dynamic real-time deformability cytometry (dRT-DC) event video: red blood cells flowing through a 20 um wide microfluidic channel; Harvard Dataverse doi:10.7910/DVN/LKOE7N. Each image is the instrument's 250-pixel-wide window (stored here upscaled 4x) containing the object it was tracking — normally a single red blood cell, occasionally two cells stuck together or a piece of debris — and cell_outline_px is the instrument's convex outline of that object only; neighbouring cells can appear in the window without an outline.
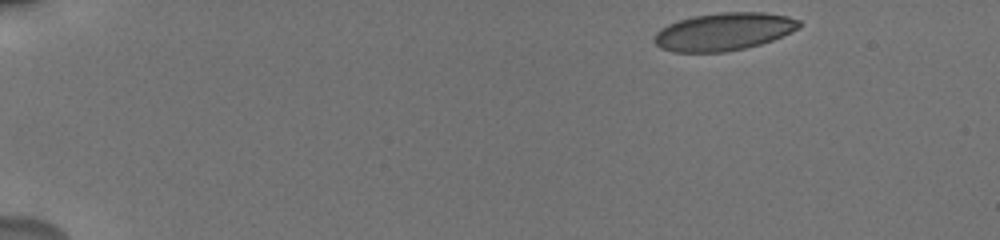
{"species": "human", "species_latin": "Homo sapiens", "temperature_condition": "cold", "stored_images_in_passage": 25, "camera_frame_rate_fps": 3000, "um_per_image_px": 0.085, "donor": {"sex": "male"}, "frame": {"image": 1, "passage_image": 1, "time_ms": 0.0, "image_size_px": [1000, 240], "cell_outline_px": [[804, 24], [772, 40], [760, 44], [744, 48], [724, 52], [672, 52], [660, 48], [652, 40], [656, 32], [660, 28], [668, 24], [692, 16], [720, 12], [764, 12], [788, 16], [800, 20]], "centroid_in_image_um": [61.48, 2.68], "position_along_channel_um": 23.5, "area_um2": 31.85}}
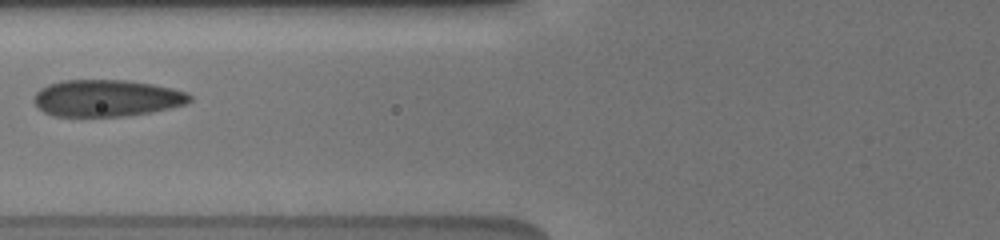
{"frame": {"image": 2, "passage_image": 12, "time_ms": 5.667, "image_size_px": [1000, 240], "cell_outline_px": [[192, 100], [184, 104], [152, 112], [124, 116], [56, 116], [44, 112], [32, 100], [32, 96], [40, 88], [48, 84], [64, 80], [124, 80], [152, 84], [172, 88], [188, 92], [192, 96]], "centroid_in_image_um": [9.05, 8.33], "position_along_channel_um": 116.7, "area_um2": 33.41}}
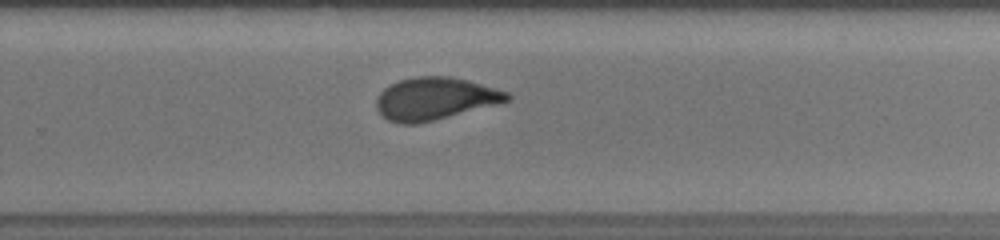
{"frame": {"image": 3, "passage_image": 23, "time_ms": 10.333, "image_size_px": [1000, 240], "cell_outline_px": [[512, 96], [508, 100], [496, 104], [416, 124], [400, 124], [388, 120], [376, 108], [376, 100], [380, 92], [384, 88], [400, 80], [416, 76], [448, 76], [468, 80], [508, 92]], "centroid_in_image_um": [36.94, 8.37], "position_along_channel_um": 292.9, "area_um2": 31.85}}